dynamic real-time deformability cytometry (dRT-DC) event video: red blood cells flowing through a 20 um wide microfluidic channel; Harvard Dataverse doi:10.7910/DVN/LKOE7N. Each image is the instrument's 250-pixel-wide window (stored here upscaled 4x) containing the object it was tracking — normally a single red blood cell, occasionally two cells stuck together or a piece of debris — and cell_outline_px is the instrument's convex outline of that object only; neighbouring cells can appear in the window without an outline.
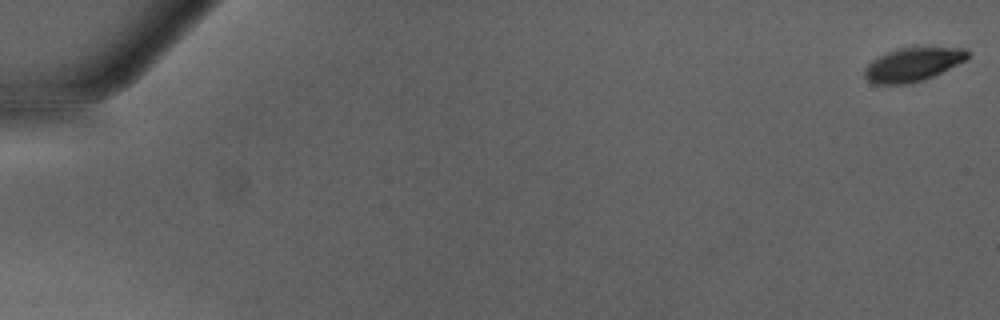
{"species": "Egyptian fruit bat (a non-hibernating species)", "species_latin": "Rousettus aegyptiacus", "temperature_condition": "warm", "stored_images_in_passage": 11, "camera_frame_rate_fps": 3000, "um_per_image_px": 0.085, "animal": {"sex": "male"}, "frame": {"image": 1, "passage_image": 1, "time_ms": 0.0, "image_size_px": [1000, 320], "cell_outline_px": [[968, 60], [924, 80], [908, 84], [876, 84], [868, 80], [864, 76], [864, 68], [872, 60], [888, 52], [900, 48], [968, 48]], "centroid_in_image_um": [77.61, 5.49], "position_along_channel_um": 7.4, "area_um2": 20.06}}